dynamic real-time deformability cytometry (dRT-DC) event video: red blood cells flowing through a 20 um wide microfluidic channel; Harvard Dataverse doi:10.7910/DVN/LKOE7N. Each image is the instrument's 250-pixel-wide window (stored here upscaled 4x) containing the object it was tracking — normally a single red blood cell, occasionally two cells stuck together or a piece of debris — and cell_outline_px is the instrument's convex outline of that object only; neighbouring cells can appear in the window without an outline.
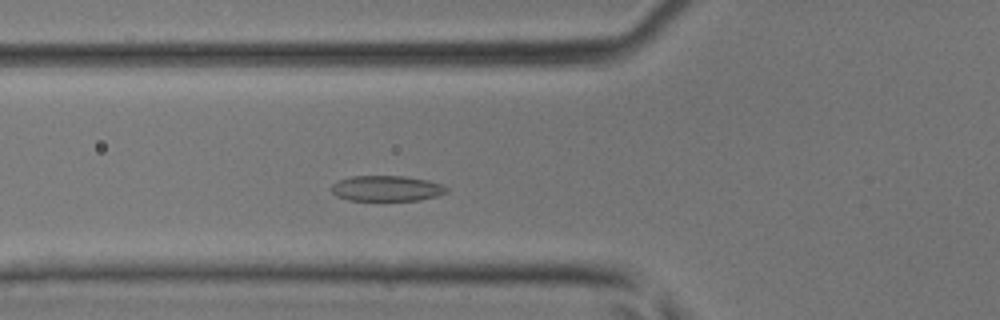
{"species": "common noctule bat (a hibernating species)", "species_latin": "Nyctalus noctula", "temperature_condition": "room temperature", "stored_images_in_passage": 31, "camera_frame_rate_fps": 3000, "um_per_image_px": 0.085, "animal": {"sex": "male", "body_mass_g": 17.9, "forearm_length_mm": 54.2}, "frame": {"image": 1, "passage_image": 3, "time_ms": 0.667, "image_size_px": [1000, 320], "cell_outline_px": [[448, 192], [436, 196], [420, 200], [348, 200], [336, 196], [328, 188], [336, 180], [352, 176], [404, 176], [428, 180], [444, 184], [448, 188]], "centroid_in_image_um": [32.84, 16.01], "position_along_channel_um": 93.0, "area_um2": 17.4}}
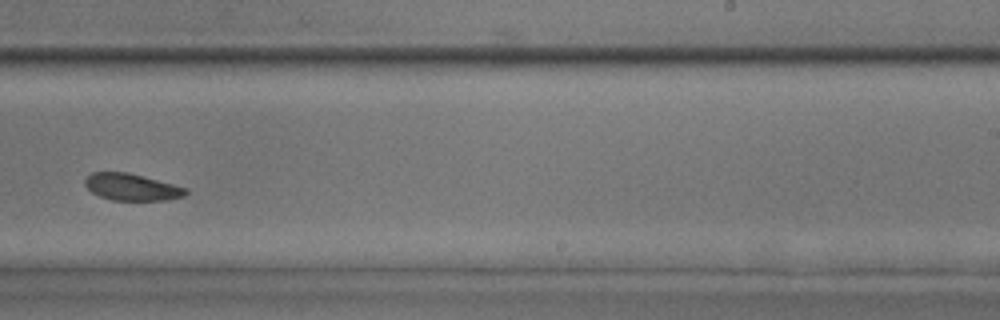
{"frame": {"image": 2, "passage_image": 15, "time_ms": 4.667, "image_size_px": [1000, 320], "cell_outline_px": [[188, 192], [184, 196], [164, 200], [112, 200], [100, 196], [92, 192], [84, 184], [84, 180], [92, 172], [128, 172], [188, 188]], "centroid_in_image_um": [11.2, 15.9], "position_along_channel_um": 277.8, "area_um2": 15.66}}
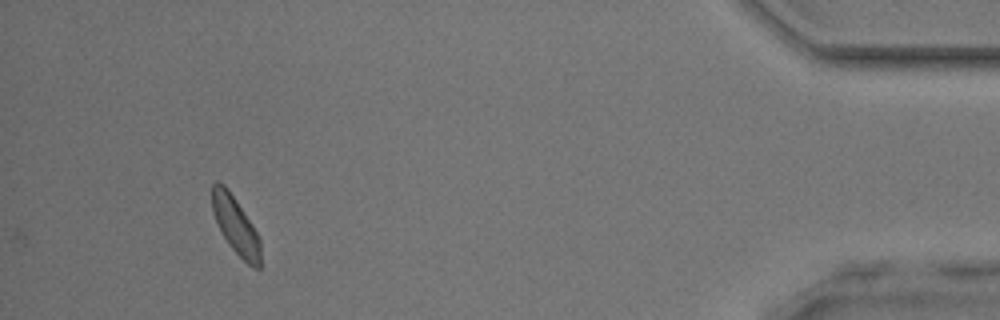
{"frame": {"image": 3, "passage_image": 28, "time_ms": 9.0, "image_size_px": [1000, 320], "cell_outline_px": [[260, 268], [252, 268], [228, 244], [212, 212], [212, 184], [216, 180], [220, 180], [224, 184], [252, 224], [260, 240]], "centroid_in_image_um": [20.02, 19.14], "position_along_channel_um": 415.2, "area_um2": 15.84}}